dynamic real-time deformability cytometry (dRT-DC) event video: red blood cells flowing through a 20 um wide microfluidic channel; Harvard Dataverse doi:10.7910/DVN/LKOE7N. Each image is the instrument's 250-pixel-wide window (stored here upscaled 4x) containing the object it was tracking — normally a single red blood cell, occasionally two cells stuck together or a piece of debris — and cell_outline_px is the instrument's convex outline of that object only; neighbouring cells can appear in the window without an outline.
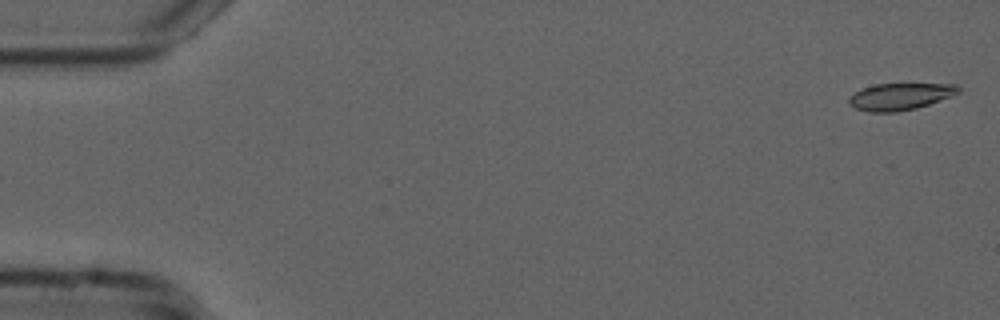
{"species": "common noctule bat (a hibernating species)", "species_latin": "Nyctalus noctula", "temperature_condition": "cold", "stored_images_in_passage": 55, "camera_frame_rate_fps": 3000, "um_per_image_px": 0.085, "animal": {"sex": "male", "forearm_length_mm": 52.5}, "frame": {"image": 1, "passage_image": 2, "time_ms": 0.333, "image_size_px": [1000, 320], "cell_outline_px": [[960, 92], [952, 96], [916, 108], [896, 112], [868, 112], [856, 108], [848, 104], [848, 100], [856, 92], [864, 88], [876, 84], [956, 84], [960, 88]], "centroid_in_image_um": [76.53, 8.21], "position_along_channel_um": 8.5, "area_um2": 16.94}}
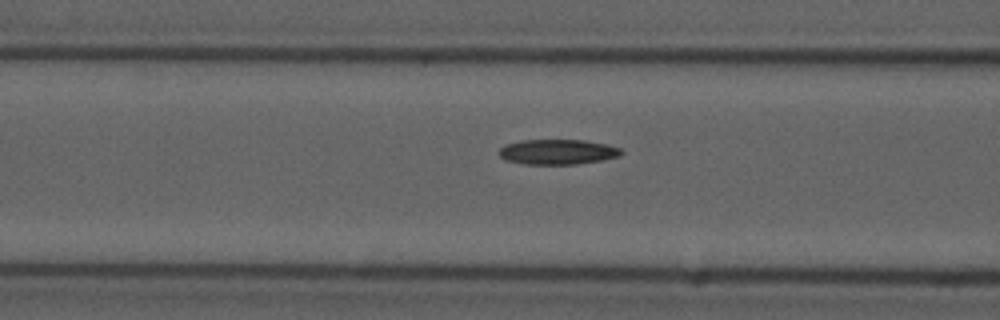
{"frame": {"image": 2, "passage_image": 22, "time_ms": 7.0, "image_size_px": [1000, 320], "cell_outline_px": [[624, 152], [620, 156], [600, 160], [576, 164], [524, 164], [504, 160], [500, 156], [500, 148], [504, 144], [520, 140], [584, 140], [608, 144], [620, 148]], "centroid_in_image_um": [47.39, 12.9], "position_along_channel_um": 119.2, "area_um2": 17.98}}
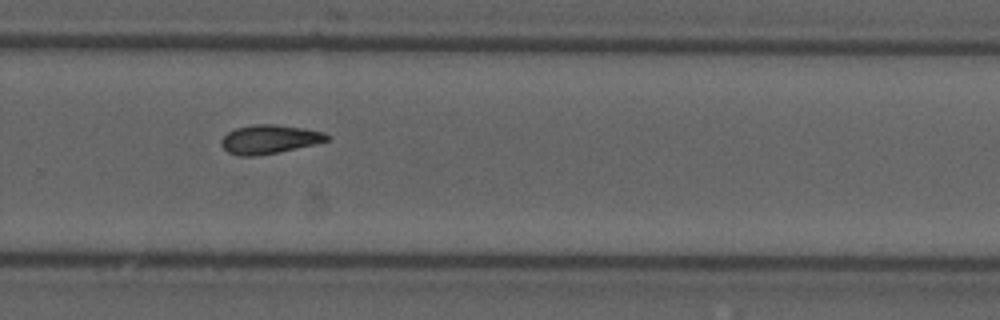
{"frame": {"image": 3, "passage_image": 37, "time_ms": 12.0, "image_size_px": [1000, 320], "cell_outline_px": [[328, 140], [312, 144], [276, 152], [256, 156], [236, 156], [228, 152], [220, 144], [220, 140], [228, 132], [236, 128], [256, 124], [272, 124], [304, 128], [324, 132], [328, 136]], "centroid_in_image_um": [22.83, 11.83], "position_along_channel_um": 307.0, "area_um2": 17.46}}